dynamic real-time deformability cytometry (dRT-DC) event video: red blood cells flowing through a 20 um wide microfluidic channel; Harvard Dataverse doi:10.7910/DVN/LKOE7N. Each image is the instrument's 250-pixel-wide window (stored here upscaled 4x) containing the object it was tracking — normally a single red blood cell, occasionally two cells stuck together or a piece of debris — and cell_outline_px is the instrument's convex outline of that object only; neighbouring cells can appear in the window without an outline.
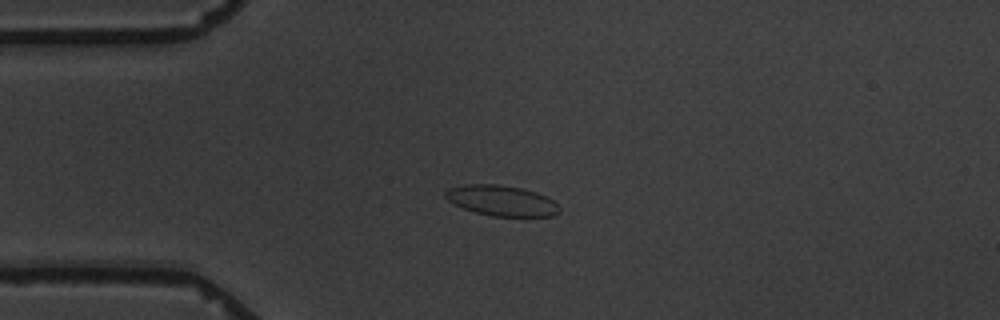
{"species": "common noctule bat (a hibernating species)", "species_latin": "Nyctalus noctula", "temperature_condition": "warm", "stored_images_in_passage": 7, "camera_frame_rate_fps": 3000, "um_per_image_px": 0.085, "animal": {"sex": "male", "body_mass_g": 19.5, "forearm_length_mm": 54.6}, "frame": {"image": 1, "passage_image": 5, "time_ms": 4.667, "image_size_px": [1000, 320], "cell_outline_px": [[560, 212], [552, 216], [492, 216], [476, 212], [452, 204], [444, 196], [444, 192], [448, 188], [464, 184], [496, 184], [520, 188], [536, 192], [552, 200], [560, 208]], "centroid_in_image_um": [42.59, 17.05], "position_along_channel_um": 42.4, "area_um2": 20.17}}